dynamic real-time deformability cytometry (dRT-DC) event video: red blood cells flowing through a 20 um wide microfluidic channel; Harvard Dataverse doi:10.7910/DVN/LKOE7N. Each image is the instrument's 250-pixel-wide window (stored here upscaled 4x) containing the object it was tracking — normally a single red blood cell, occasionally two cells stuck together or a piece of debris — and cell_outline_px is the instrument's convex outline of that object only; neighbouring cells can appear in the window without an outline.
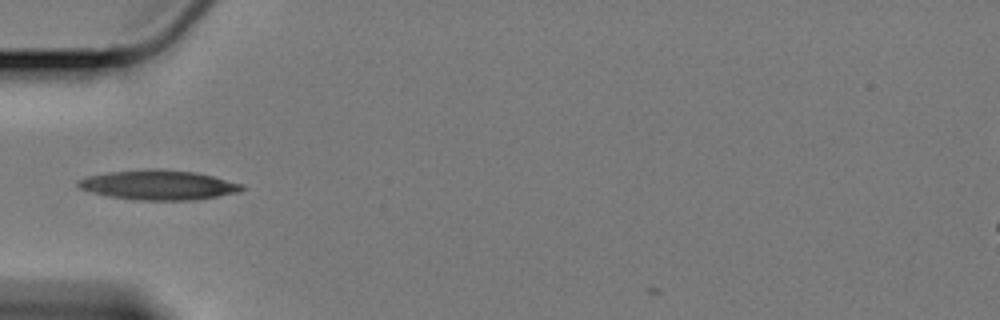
{"species": "Egyptian fruit bat (a non-hibernating species)", "species_latin": "Rousettus aegyptiacus", "temperature_condition": "cold", "stored_images_in_passage": 37, "camera_frame_rate_fps": 3000, "um_per_image_px": 0.085, "animal": {"sex": "female"}, "frame": {"image": 1, "passage_image": 1, "time_ms": 0.0, "image_size_px": [1000, 320], "cell_outline_px": [[244, 188], [240, 192], [196, 200], [136, 200], [108, 196], [92, 192], [80, 188], [76, 184], [80, 180], [88, 176], [112, 172], [192, 172], [212, 176], [244, 184]], "centroid_in_image_um": [13.53, 15.78], "position_along_channel_um": 71.5, "area_um2": 26.93}}
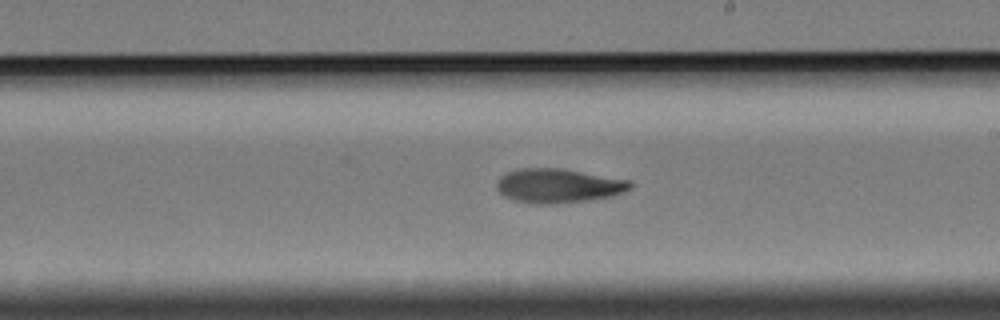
{"frame": {"image": 2, "passage_image": 16, "time_ms": 5.0, "image_size_px": [1000, 320], "cell_outline_px": [[632, 188], [624, 192], [612, 196], [592, 200], [556, 204], [532, 204], [512, 200], [504, 196], [496, 188], [496, 184], [508, 172], [520, 168], [560, 168], [632, 180]], "centroid_in_image_um": [47.5, 15.8], "position_along_channel_um": 241.5, "area_um2": 26.82}}
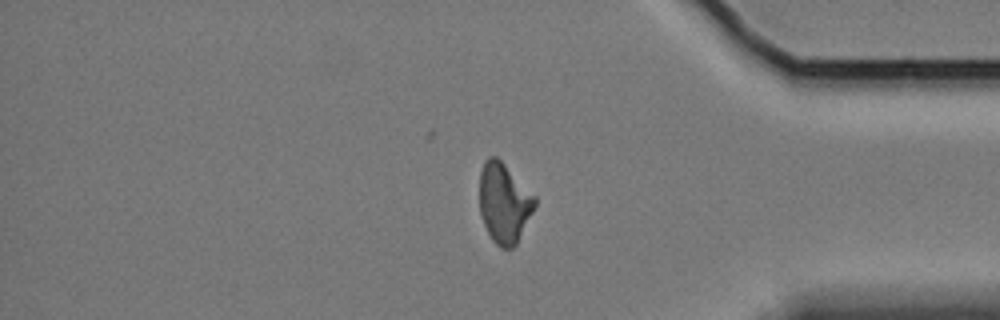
{"frame": {"image": 3, "passage_image": 31, "time_ms": 10.0, "image_size_px": [1000, 320], "cell_outline_px": [[536, 204], [516, 244], [512, 248], [500, 248], [492, 240], [484, 224], [480, 212], [480, 172], [488, 156], [496, 156], [536, 196]], "centroid_in_image_um": [42.84, 17.26], "position_along_channel_um": 392.4, "area_um2": 25.43}}